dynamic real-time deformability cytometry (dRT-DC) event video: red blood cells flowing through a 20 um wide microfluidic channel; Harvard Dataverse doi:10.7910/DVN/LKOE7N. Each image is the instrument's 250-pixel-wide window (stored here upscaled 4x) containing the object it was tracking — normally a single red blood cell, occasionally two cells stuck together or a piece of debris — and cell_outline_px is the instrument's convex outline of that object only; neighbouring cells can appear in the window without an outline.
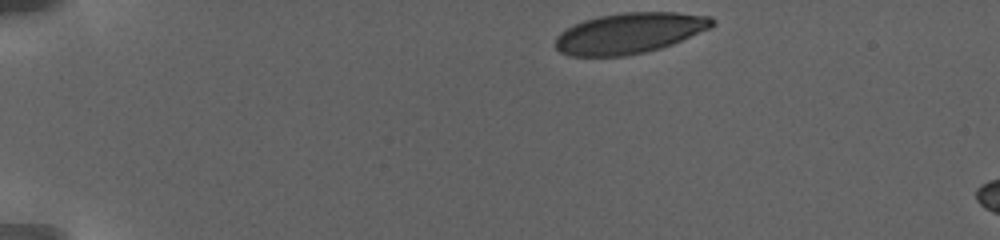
{"species": "human", "species_latin": "Homo sapiens", "temperature_condition": "warm", "stored_images_in_passage": 11, "camera_frame_rate_fps": 3000, "um_per_image_px": 0.085, "donor": {"sex": "female"}, "frame": {"image": 1, "passage_image": 1, "time_ms": 0.0, "image_size_px": [1000, 240], "cell_outline_px": [[716, 24], [712, 28], [672, 44], [660, 48], [644, 52], [624, 56], [568, 56], [560, 52], [556, 48], [556, 36], [560, 32], [584, 20], [600, 16], [624, 12], [676, 12], [712, 16], [716, 20]], "centroid_in_image_um": [53.56, 2.81], "position_along_channel_um": 31.4, "area_um2": 37.28}}